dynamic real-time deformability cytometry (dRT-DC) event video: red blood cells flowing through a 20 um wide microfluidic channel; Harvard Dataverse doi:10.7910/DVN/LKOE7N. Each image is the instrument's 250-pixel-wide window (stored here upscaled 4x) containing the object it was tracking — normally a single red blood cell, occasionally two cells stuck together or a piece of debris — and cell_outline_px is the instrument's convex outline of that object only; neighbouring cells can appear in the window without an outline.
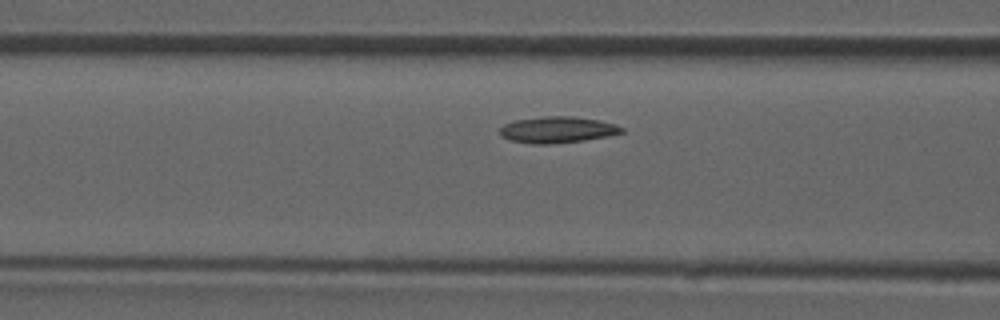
{"species": "common noctule bat (a hibernating species)", "species_latin": "Nyctalus noctula", "temperature_condition": "room temperature", "stored_images_in_passage": 32, "camera_frame_rate_fps": 3000, "um_per_image_px": 0.085, "animal": {"sex": "male", "forearm_length_mm": 52.5}, "frame": {"image": 1, "passage_image": 5, "time_ms": 1.333, "image_size_px": [1000, 320], "cell_outline_px": [[624, 132], [608, 136], [584, 140], [548, 144], [532, 144], [512, 140], [500, 136], [500, 128], [504, 124], [516, 120], [544, 116], [572, 116], [600, 120], [616, 124], [624, 128]], "centroid_in_image_um": [47.4, 11.02], "position_along_channel_um": 119.2, "area_um2": 18.67}}
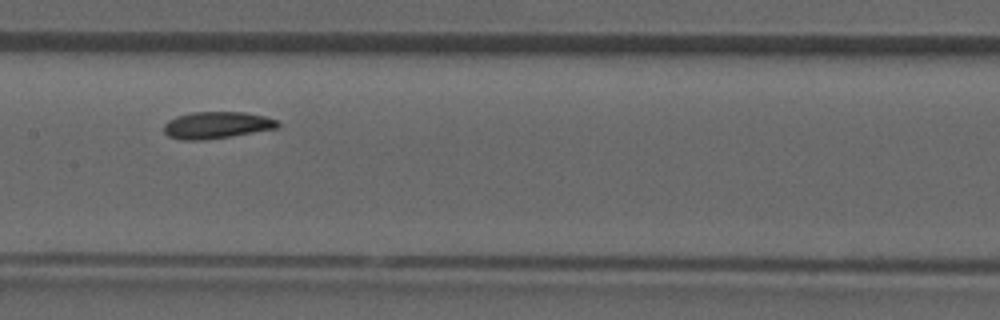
{"frame": {"image": 2, "passage_image": 10, "time_ms": 3.0, "image_size_px": [1000, 320], "cell_outline_px": [[280, 124], [276, 128], [204, 140], [180, 140], [168, 136], [164, 132], [164, 124], [168, 120], [176, 116], [192, 112], [244, 112], [264, 116], [276, 120]], "centroid_in_image_um": [18.36, 10.63], "position_along_channel_um": 189.0, "area_um2": 17.63}}